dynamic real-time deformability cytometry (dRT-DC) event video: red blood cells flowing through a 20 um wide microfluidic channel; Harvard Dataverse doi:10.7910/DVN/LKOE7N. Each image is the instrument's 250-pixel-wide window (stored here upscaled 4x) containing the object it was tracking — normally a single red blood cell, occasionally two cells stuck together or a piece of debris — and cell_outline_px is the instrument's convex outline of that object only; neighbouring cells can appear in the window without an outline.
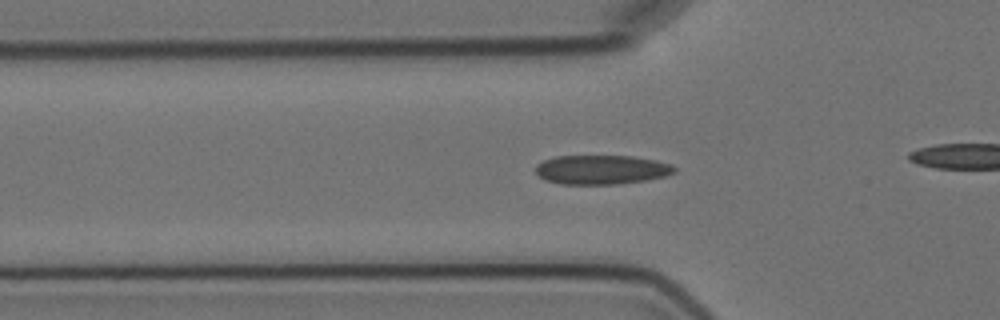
{"species": "Egyptian fruit bat (a non-hibernating species)", "species_latin": "Rousettus aegyptiacus", "temperature_condition": "cold", "stored_images_in_passage": 6, "segment_of_instrument_passage": [2, 2], "camera_frame_rate_fps": 3000, "um_per_image_px": 0.085, "animal": {"sex": "female"}, "frame": {"image": 1, "passage_image": 6, "time_ms": 6.0, "image_size_px": [1000, 320], "cell_outline_px": [[676, 172], [664, 176], [648, 180], [616, 184], [560, 184], [544, 180], [536, 172], [536, 164], [544, 160], [556, 156], [632, 156], [656, 160], [672, 164], [676, 168]], "centroid_in_image_um": [51.14, 14.42], "position_along_channel_um": 74.7, "area_um2": 23.76}}